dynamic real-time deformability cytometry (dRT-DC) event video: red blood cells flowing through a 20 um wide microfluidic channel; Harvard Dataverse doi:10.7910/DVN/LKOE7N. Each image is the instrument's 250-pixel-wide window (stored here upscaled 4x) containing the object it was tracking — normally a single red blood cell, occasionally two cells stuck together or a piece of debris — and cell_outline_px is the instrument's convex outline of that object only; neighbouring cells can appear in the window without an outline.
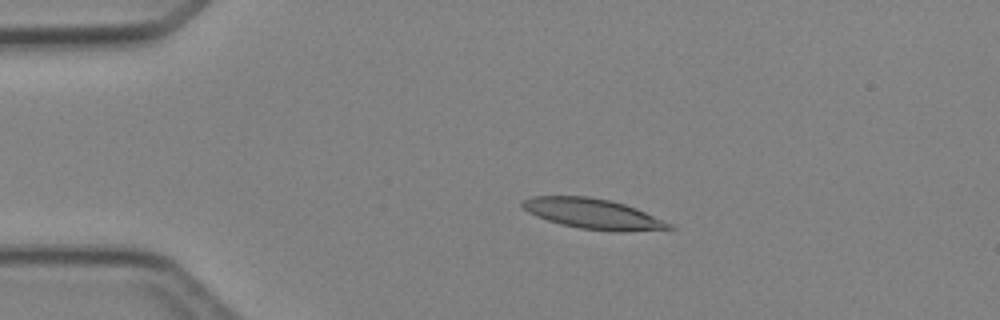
{"species": "Egyptian fruit bat (a non-hibernating species)", "species_latin": "Rousettus aegyptiacus", "temperature_condition": "cold", "stored_images_in_passage": 4, "camera_frame_rate_fps": 3000, "um_per_image_px": 0.085, "animal": {"sex": "female"}, "frame": {"image": 1, "passage_image": 3, "time_ms": 2.333, "image_size_px": [1000, 320], "cell_outline_px": [[676, 228], [620, 232], [616, 232], [580, 228], [560, 224], [536, 216], [528, 212], [520, 204], [520, 200], [532, 196], [588, 196], [612, 200], [636, 208], [672, 224]], "centroid_in_image_um": [50.37, 18.16], "position_along_channel_um": 34.6, "area_um2": 25.89}}